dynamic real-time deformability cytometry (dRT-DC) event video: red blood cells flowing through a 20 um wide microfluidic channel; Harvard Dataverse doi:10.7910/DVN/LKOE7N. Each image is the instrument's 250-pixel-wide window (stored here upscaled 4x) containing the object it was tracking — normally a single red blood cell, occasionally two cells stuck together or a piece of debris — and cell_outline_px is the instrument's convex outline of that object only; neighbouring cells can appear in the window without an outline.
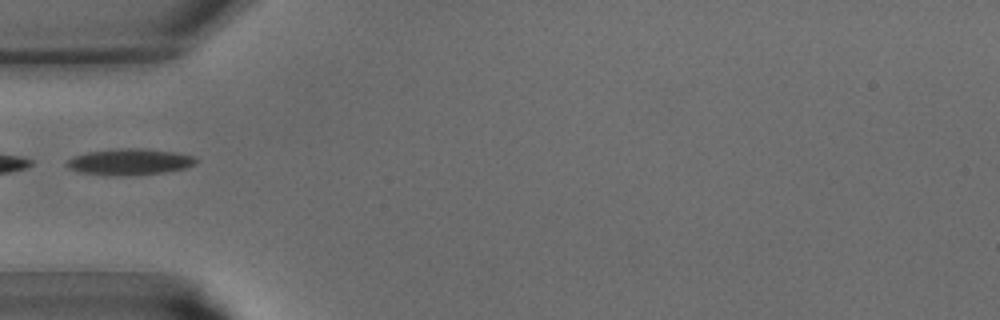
{"species": "common noctule bat (a hibernating species)", "species_latin": "Nyctalus noctula", "temperature_condition": "warm", "stored_images_in_passage": 28, "camera_frame_rate_fps": 3000, "um_per_image_px": 0.085, "animal": {"sex": "male", "body_mass_g": 15.6}, "frame": {"image": 1, "passage_image": 1, "time_ms": 0.0, "image_size_px": [1000, 320], "cell_outline_px": [[200, 160], [196, 164], [184, 168], [164, 172], [124, 176], [104, 176], [80, 172], [68, 168], [64, 164], [64, 160], [88, 152], [120, 148], [144, 148], [176, 152], [196, 156]], "centroid_in_image_um": [11.02, 13.76], "position_along_channel_um": 74.0, "area_um2": 20.17}}
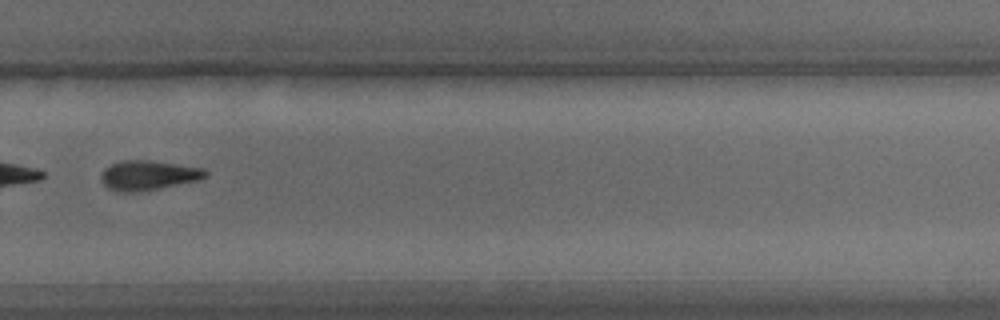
{"frame": {"image": 2, "passage_image": 16, "time_ms": 5.0, "image_size_px": [1000, 320], "cell_outline_px": [[208, 176], [200, 180], [136, 192], [116, 192], [108, 188], [100, 180], [100, 176], [104, 168], [120, 160], [148, 160], [204, 168], [208, 172]], "centroid_in_image_um": [12.58, 14.9], "position_along_channel_um": 317.2, "area_um2": 18.09}}